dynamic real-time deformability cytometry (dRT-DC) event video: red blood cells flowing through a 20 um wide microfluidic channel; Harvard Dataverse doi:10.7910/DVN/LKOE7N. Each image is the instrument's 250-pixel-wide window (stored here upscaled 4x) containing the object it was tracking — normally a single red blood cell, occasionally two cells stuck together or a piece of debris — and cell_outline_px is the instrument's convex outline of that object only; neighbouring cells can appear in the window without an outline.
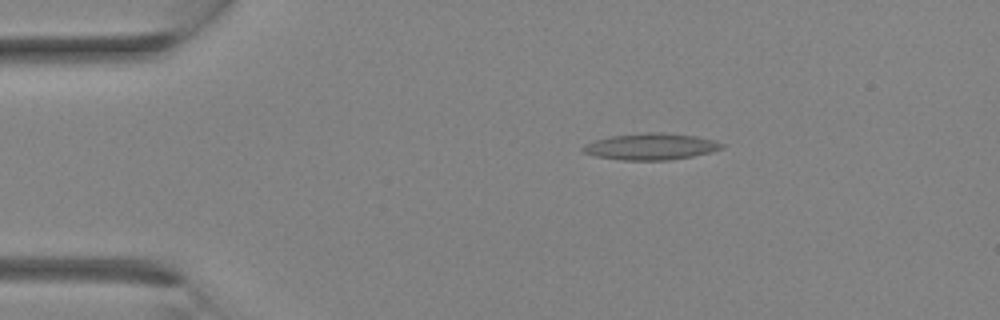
{"species": "Egyptian fruit bat (a non-hibernating species)", "species_latin": "Rousettus aegyptiacus", "temperature_condition": "room temperature", "stored_images_in_passage": 3, "camera_frame_rate_fps": 3000, "um_per_image_px": 0.085, "animal": {"sex": "female"}, "frame": {"image": 1, "passage_image": 2, "time_ms": 1.0, "image_size_px": [1000, 320], "cell_outline_px": [[724, 148], [692, 156], [672, 160], [620, 160], [596, 156], [584, 152], [580, 148], [584, 144], [608, 136], [644, 132], [660, 132], [696, 136], [716, 140], [724, 144]], "centroid_in_image_um": [55.31, 12.45], "position_along_channel_um": 29.7, "area_um2": 21.56}}